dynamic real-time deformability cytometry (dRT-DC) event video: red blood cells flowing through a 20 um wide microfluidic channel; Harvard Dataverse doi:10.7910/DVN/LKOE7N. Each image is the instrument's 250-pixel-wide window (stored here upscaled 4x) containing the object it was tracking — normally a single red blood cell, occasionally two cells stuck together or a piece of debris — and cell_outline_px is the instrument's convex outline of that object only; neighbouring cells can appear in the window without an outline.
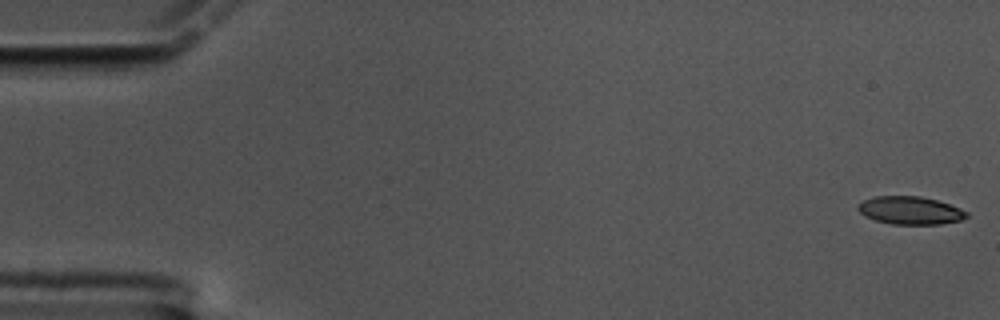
{"species": "common noctule bat (a hibernating species)", "species_latin": "Nyctalus noctula", "temperature_condition": "cold", "stored_images_in_passage": 8, "camera_frame_rate_fps": 3000, "um_per_image_px": 0.085, "animal": {"sex": "male", "body_mass_g": 17.5, "forearm_length_mm": 52.3}, "frame": {"image": 1, "passage_image": 1, "time_ms": 0.0, "image_size_px": [1000, 320], "cell_outline_px": [[968, 216], [960, 220], [940, 224], [892, 224], [876, 220], [864, 216], [856, 208], [864, 200], [876, 196], [920, 196], [936, 200], [960, 208], [968, 212]], "centroid_in_image_um": [77.37, 17.88], "position_along_channel_um": 7.6, "area_um2": 17.51}}